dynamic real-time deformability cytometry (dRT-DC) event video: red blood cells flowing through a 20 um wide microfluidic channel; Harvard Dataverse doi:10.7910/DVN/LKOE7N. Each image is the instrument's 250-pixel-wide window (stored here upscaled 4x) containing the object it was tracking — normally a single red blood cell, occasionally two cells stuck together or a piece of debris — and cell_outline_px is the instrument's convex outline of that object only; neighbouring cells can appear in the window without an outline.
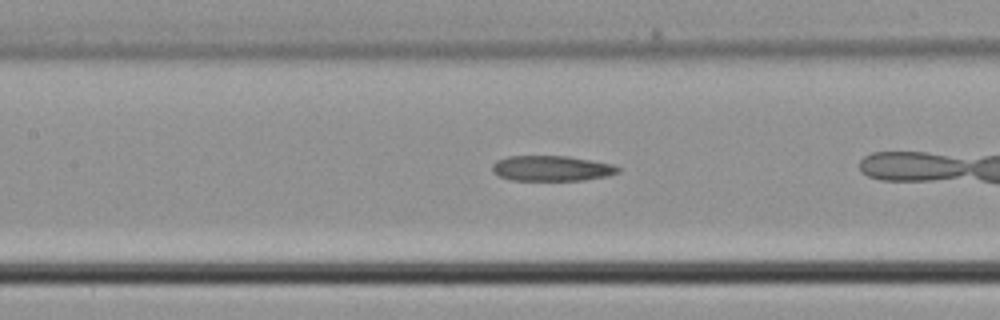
{"species": "common noctule bat (a hibernating species)", "species_latin": "Nyctalus noctula", "temperature_condition": "cold", "stored_images_in_passage": 8, "camera_frame_rate_fps": 3000, "um_per_image_px": 0.085, "animal": {"sex": "male", "body_mass_g": 21.5, "forearm_length_mm": 52.0}, "frame": {"image": 1, "passage_image": 8, "time_ms": 2.333, "image_size_px": [1000, 320], "cell_outline_px": [[620, 172], [608, 176], [584, 180], [512, 180], [500, 176], [492, 168], [492, 164], [496, 160], [508, 156], [568, 156], [612, 164], [620, 168]], "centroid_in_image_um": [46.91, 14.31], "position_along_channel_um": 160.5, "area_um2": 18.5}}